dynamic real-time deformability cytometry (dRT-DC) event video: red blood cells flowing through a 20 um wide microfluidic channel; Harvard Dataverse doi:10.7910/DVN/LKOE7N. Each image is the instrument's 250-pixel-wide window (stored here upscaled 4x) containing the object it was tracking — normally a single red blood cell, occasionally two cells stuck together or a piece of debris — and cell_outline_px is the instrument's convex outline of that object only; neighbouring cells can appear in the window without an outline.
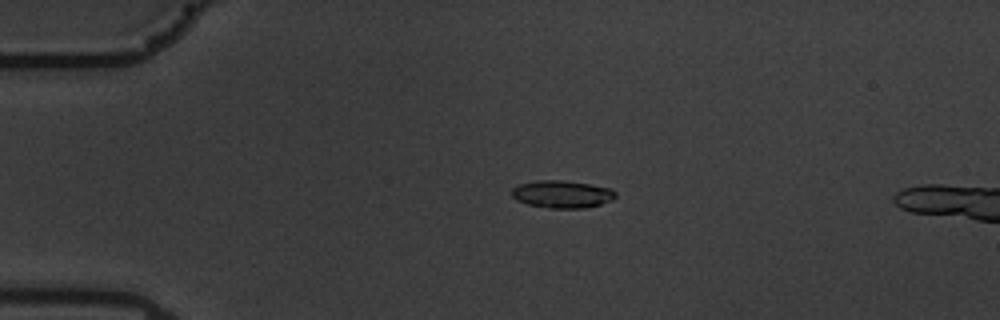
{"species": "common noctule bat (a hibernating species)", "species_latin": "Nyctalus noctula", "temperature_condition": "warm", "stored_images_in_passage": 18, "camera_frame_rate_fps": 3000, "um_per_image_px": 0.085, "animal": {"sex": "male", "body_mass_g": 19.5, "forearm_length_mm": 54.6}, "frame": {"image": 1, "passage_image": 13, "time_ms": 4.0, "image_size_px": [1000, 320], "cell_outline_px": [[616, 196], [612, 200], [600, 204], [584, 208], [552, 208], [528, 204], [516, 200], [512, 196], [512, 188], [520, 184], [536, 180], [564, 180], [612, 188], [616, 192]], "centroid_in_image_um": [47.78, 16.5], "position_along_channel_um": 37.2, "area_um2": 16.59}}